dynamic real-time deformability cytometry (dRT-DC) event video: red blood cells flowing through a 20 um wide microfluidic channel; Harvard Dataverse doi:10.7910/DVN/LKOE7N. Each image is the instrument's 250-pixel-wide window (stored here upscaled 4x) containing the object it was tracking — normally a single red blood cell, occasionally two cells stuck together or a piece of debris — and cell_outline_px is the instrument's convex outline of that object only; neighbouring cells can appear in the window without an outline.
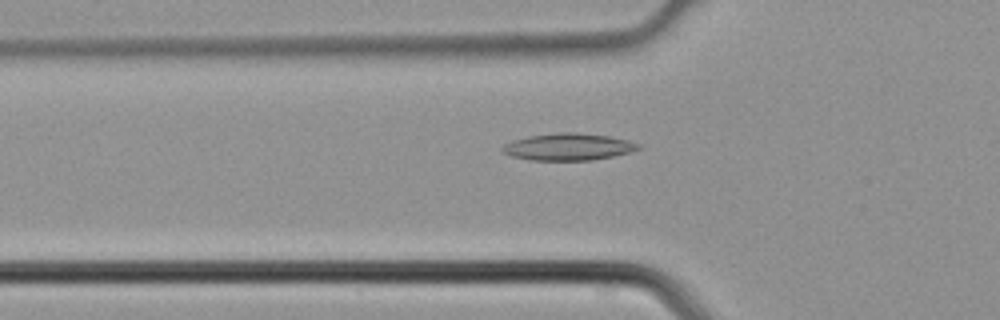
{"species": "common noctule bat (a hibernating species)", "species_latin": "Nyctalus noctula", "temperature_condition": "cold", "stored_images_in_passage": 5, "camera_frame_rate_fps": 3000, "um_per_image_px": 0.085, "animal": {"sex": "male", "body_mass_g": 21.5, "forearm_length_mm": 52.0}, "frame": {"image": 1, "passage_image": 5, "time_ms": 1.333, "image_size_px": [1000, 320], "cell_outline_px": [[644, 148], [612, 156], [592, 160], [532, 160], [512, 156], [504, 152], [500, 148], [504, 144], [512, 140], [528, 136], [560, 132], [576, 132], [608, 136], [628, 140], [640, 144]], "centroid_in_image_um": [48.31, 12.47], "position_along_channel_um": 77.5, "area_um2": 21.33}}